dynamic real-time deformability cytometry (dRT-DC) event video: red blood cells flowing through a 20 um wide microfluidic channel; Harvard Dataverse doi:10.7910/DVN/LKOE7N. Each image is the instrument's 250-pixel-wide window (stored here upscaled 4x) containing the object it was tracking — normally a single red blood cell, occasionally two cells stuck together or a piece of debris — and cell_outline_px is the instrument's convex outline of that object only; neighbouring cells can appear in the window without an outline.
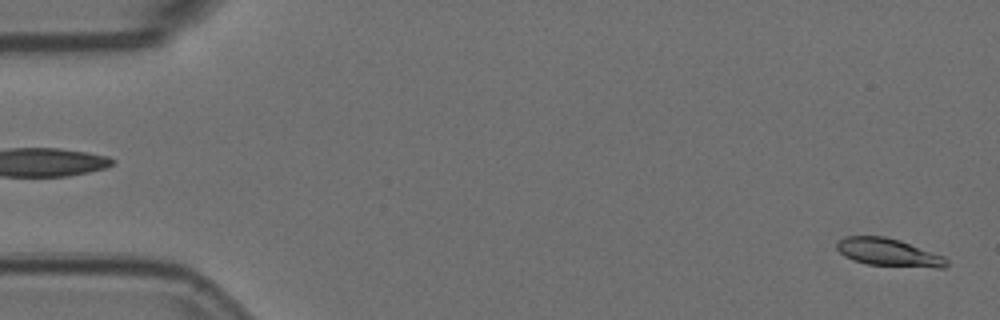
{"species": "Egyptian fruit bat (a non-hibernating species)", "species_latin": "Rousettus aegyptiacus", "temperature_condition": "room temperature", "stored_images_in_passage": 56, "camera_frame_rate_fps": 3000, "um_per_image_px": 0.085, "animal": {"sex": "female"}, "frame": {"image": 1, "passage_image": 1, "time_ms": 0.0, "image_size_px": [1000, 320], "cell_outline_px": [[948, 264], [944, 268], [936, 268], [868, 264], [852, 260], [844, 256], [836, 248], [836, 240], [844, 236], [884, 236], [900, 240], [944, 256], [948, 260]], "centroid_in_image_um": [75.5, 21.44], "position_along_channel_um": 9.5, "area_um2": 17.86}}
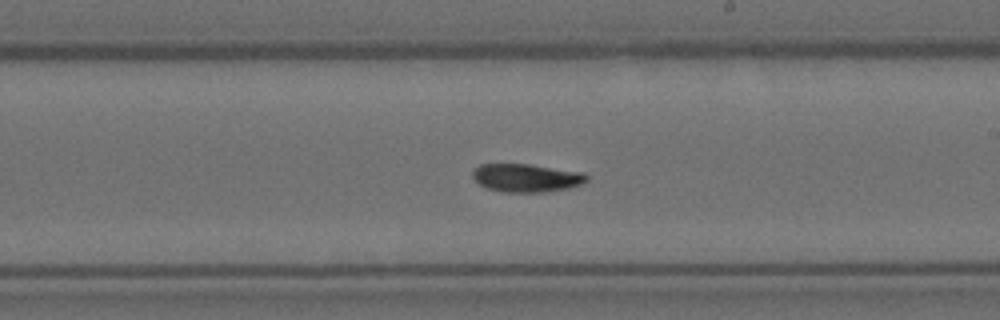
{"frame": {"image": 2, "passage_image": 32, "time_ms": 10.333, "image_size_px": [1000, 320], "cell_outline_px": [[588, 180], [580, 184], [568, 188], [544, 192], [504, 192], [488, 188], [480, 184], [472, 176], [472, 172], [480, 164], [528, 164], [584, 172], [588, 176]], "centroid_in_image_um": [44.76, 15.11], "position_along_channel_um": 244.2, "area_um2": 18.61}}
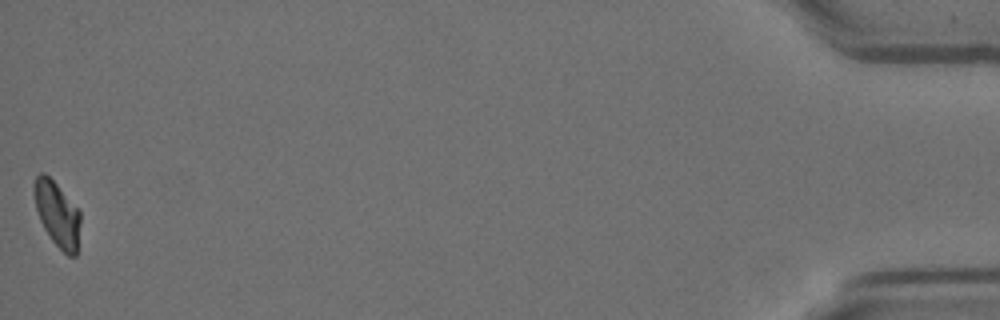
{"frame": {"image": 3, "passage_image": 56, "time_ms": 18.333, "image_size_px": [1000, 320], "cell_outline_px": [[80, 220], [76, 256], [68, 256], [52, 240], [44, 228], [40, 220], [36, 208], [32, 192], [32, 184], [36, 176], [40, 172], [44, 172], [80, 208]], "centroid_in_image_um": [4.85, 18.15], "position_along_channel_um": 430.4, "area_um2": 17.69}, "authors_computed_cell_mechanics": {"area_um2": 18.2648, "velocity_mm_per_s": 3.5722, "shape_relaxation_time_tau1_ms": 5.4018, "shape_relaxation_time_tau2_ms": 3.2526, "deformation_change_tau1": 0.1608, "deformation_change_tau2": 0.0718}}